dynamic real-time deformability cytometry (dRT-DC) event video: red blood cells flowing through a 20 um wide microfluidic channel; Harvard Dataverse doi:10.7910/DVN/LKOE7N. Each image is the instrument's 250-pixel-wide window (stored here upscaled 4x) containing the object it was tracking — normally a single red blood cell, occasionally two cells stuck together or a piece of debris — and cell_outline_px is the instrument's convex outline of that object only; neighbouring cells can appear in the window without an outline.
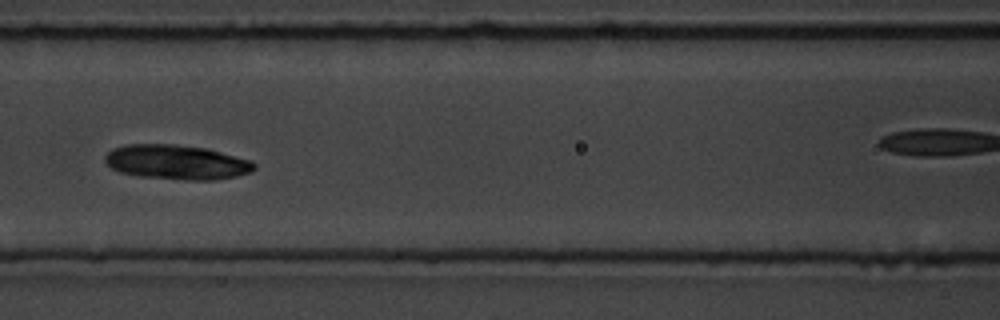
{"species": "common noctule bat (a hibernating species)", "species_latin": "Nyctalus noctula", "temperature_condition": "room temperature", "stored_images_in_passage": 8, "camera_frame_rate_fps": 3000, "um_per_image_px": 0.085, "animal": {"sex": "male", "body_mass_g": 19.5, "forearm_length_mm": 54.6}, "frame": {"image": 1, "passage_image": 7, "time_ms": 6.667, "image_size_px": [1000, 320], "cell_outline_px": [[256, 168], [252, 172], [236, 176], [216, 180], [188, 180], [140, 176], [120, 172], [112, 168], [104, 160], [104, 156], [112, 148], [124, 144], [172, 144], [208, 148], [252, 160], [256, 164]], "centroid_in_image_um": [15.05, 13.78], "position_along_channel_um": 151.6, "area_um2": 30.35}}